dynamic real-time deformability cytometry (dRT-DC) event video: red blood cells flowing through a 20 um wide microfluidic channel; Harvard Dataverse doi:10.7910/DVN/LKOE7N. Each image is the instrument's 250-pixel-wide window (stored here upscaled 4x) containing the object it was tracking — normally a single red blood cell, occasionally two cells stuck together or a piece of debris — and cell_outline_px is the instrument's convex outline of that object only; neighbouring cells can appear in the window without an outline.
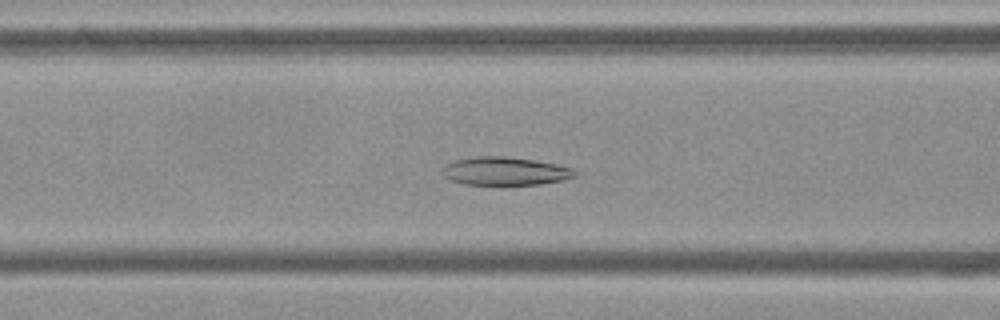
{"species": "Egyptian fruit bat (a non-hibernating species)", "species_latin": "Rousettus aegyptiacus", "temperature_condition": "cold", "stored_images_in_passage": 55, "camera_frame_rate_fps": 3000, "um_per_image_px": 0.085, "frame": {"image": 1, "passage_image": 22, "time_ms": 7.0, "image_size_px": [1000, 320], "cell_outline_px": [[576, 176], [560, 180], [540, 184], [464, 184], [452, 180], [444, 176], [440, 172], [448, 164], [456, 160], [476, 156], [504, 156], [532, 160], [556, 164], [572, 168], [576, 172]], "centroid_in_image_um": [42.92, 14.54], "position_along_channel_um": 123.7, "area_um2": 21.39}}
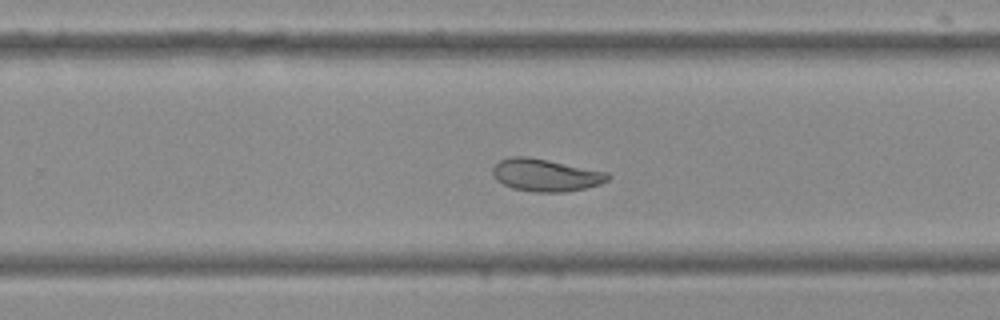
{"frame": {"image": 2, "passage_image": 35, "time_ms": 11.333, "image_size_px": [1000, 320], "cell_outline_px": [[612, 176], [608, 180], [600, 184], [584, 188], [564, 192], [536, 192], [512, 188], [496, 180], [492, 172], [492, 168], [500, 160], [508, 156], [528, 156], [608, 172]], "centroid_in_image_um": [46.37, 14.87], "position_along_channel_um": 283.4, "area_um2": 21.79}}
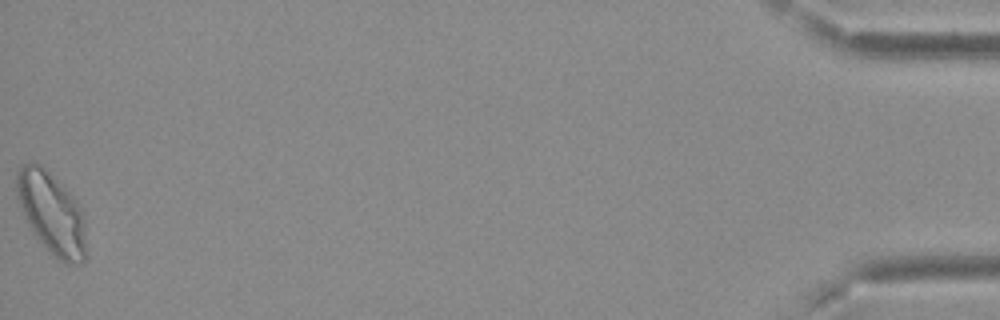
{"frame": {"image": 3, "passage_image": 55, "time_ms": 18.0, "image_size_px": [1000, 320], "cell_outline_px": [[84, 264], [68, 264], [52, 256], [32, 232], [28, 224], [16, 196], [16, 172], [28, 160], [36, 160], [76, 200], [84, 216]], "centroid_in_image_um": [4.35, 18.11], "position_along_channel_um": 430.9, "area_um2": 32.95}, "authors_computed_cell_mechanics": {"area_um2": 24.1604, "velocity_mm_per_s": 3.6844, "shape_relaxation_time_tau1_ms": 8.6129, "shape_relaxation_time_tau2_ms": 2.7489, "deformation_change_tau1": 0.1614, "deformation_change_tau2": 0.075}}